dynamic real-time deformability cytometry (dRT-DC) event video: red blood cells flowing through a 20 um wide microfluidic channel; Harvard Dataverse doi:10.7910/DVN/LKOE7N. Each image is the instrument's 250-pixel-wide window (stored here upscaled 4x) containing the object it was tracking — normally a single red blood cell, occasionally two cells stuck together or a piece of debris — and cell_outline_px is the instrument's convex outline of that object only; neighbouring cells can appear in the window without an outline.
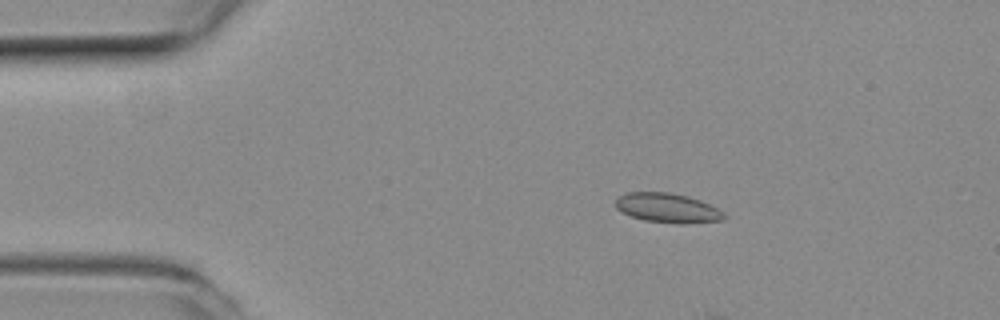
{"species": "common noctule bat (a hibernating species)", "species_latin": "Nyctalus noctula", "temperature_condition": "room temperature", "stored_images_in_passage": 12, "camera_frame_rate_fps": 3000, "um_per_image_px": 0.085, "animal": {"sex": "female", "body_mass_g": 19.3, "forearm_length_mm": 54.1}, "frame": {"image": 1, "passage_image": 9, "time_ms": 2.667, "image_size_px": [1000, 320], "cell_outline_px": [[728, 216], [724, 220], [684, 224], [680, 224], [644, 220], [632, 216], [616, 208], [616, 200], [620, 196], [628, 192], [668, 192], [688, 196], [700, 200], [724, 212]], "centroid_in_image_um": [56.79, 17.68], "position_along_channel_um": 28.2, "area_um2": 18.55}}